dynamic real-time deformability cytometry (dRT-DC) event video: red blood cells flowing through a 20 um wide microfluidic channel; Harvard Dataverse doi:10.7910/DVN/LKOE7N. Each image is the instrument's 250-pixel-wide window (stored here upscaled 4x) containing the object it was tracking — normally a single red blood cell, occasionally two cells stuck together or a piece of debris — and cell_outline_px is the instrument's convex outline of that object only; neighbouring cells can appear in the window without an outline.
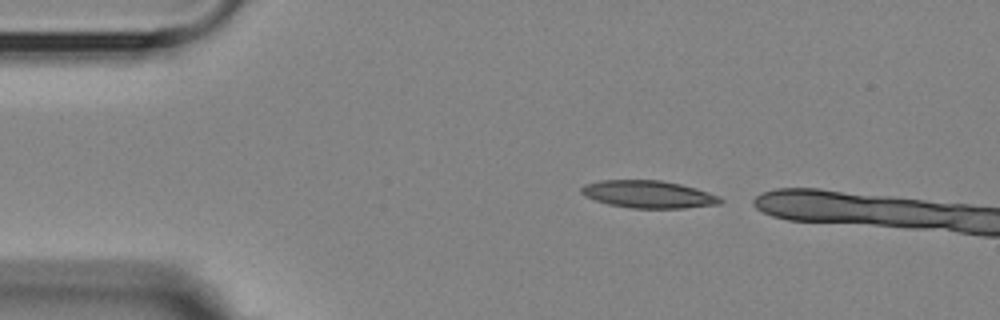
{"species": "Egyptian fruit bat (a non-hibernating species)", "species_latin": "Rousettus aegyptiacus", "temperature_condition": "room temperature", "stored_images_in_passage": 9, "camera_frame_rate_fps": 3000, "um_per_image_px": 0.085, "animal": {"sex": "female"}, "frame": {"image": 1, "passage_image": 1, "time_ms": 0.0, "image_size_px": [1000, 320], "cell_outline_px": [[724, 200], [720, 204], [684, 208], [632, 208], [608, 204], [596, 200], [580, 192], [580, 188], [584, 184], [600, 180], [660, 180], [680, 184], [696, 188], [720, 196]], "centroid_in_image_um": [55.14, 16.51], "position_along_channel_um": 29.9, "area_um2": 22.2}}
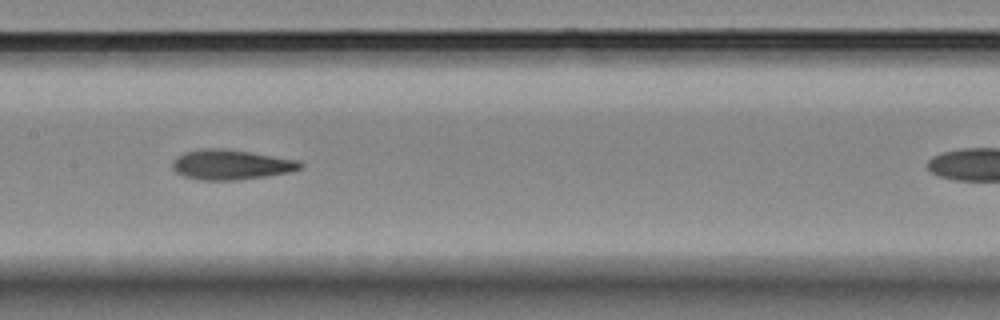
{"frame": {"image": 2, "passage_image": 6, "time_ms": 5.667, "image_size_px": [1000, 320], "cell_outline_px": [[304, 164], [300, 168], [288, 172], [264, 176], [236, 180], [200, 180], [184, 176], [176, 172], [172, 168], [172, 160], [176, 156], [184, 152], [200, 148], [228, 148], [300, 160]], "centroid_in_image_um": [19.6, 13.97], "position_along_channel_um": 187.8, "area_um2": 22.54}}
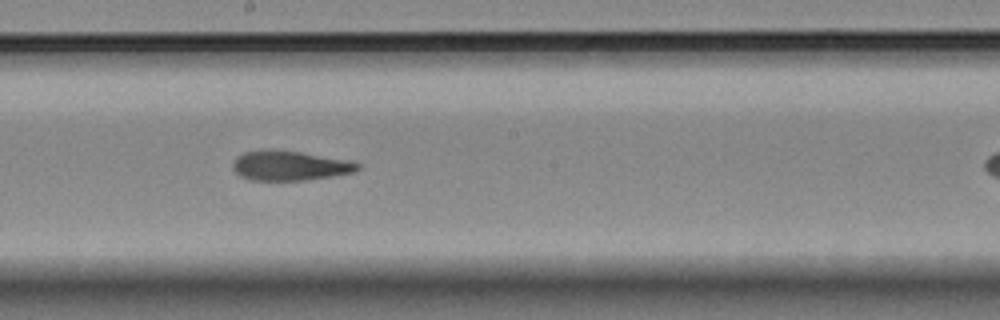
{"frame": {"image": 3, "passage_image": 7, "time_ms": 6.667, "image_size_px": [1000, 320], "cell_outline_px": [[360, 168], [356, 172], [332, 176], [304, 180], [248, 180], [240, 176], [232, 168], [232, 164], [236, 156], [244, 152], [264, 148], [300, 152], [348, 160], [360, 164]], "centroid_in_image_um": [24.59, 14.07], "position_along_channel_um": 223.6, "area_um2": 21.79}}